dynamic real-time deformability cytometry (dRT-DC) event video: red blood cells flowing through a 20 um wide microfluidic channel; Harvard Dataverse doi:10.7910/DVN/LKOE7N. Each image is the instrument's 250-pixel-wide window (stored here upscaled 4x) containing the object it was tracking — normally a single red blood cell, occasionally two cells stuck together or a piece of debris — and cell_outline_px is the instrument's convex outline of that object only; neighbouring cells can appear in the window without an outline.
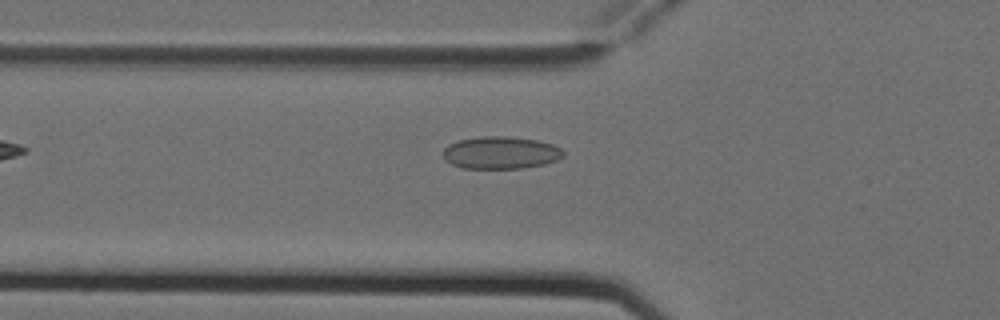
{"species": "Egyptian fruit bat (a non-hibernating species)", "species_latin": "Rousettus aegyptiacus", "temperature_condition": "cold", "stored_images_in_passage": 5, "camera_frame_rate_fps": 3000, "um_per_image_px": 0.085, "animal": {"sex": "female"}, "frame": {"image": 1, "passage_image": 5, "time_ms": 1.333, "image_size_px": [1000, 320], "cell_outline_px": [[564, 156], [556, 160], [544, 164], [524, 168], [460, 168], [444, 160], [444, 148], [448, 144], [460, 140], [480, 136], [508, 136], [536, 140], [552, 144], [560, 148], [564, 152]], "centroid_in_image_um": [42.55, 12.98], "position_along_channel_um": 83.3, "area_um2": 22.72}}